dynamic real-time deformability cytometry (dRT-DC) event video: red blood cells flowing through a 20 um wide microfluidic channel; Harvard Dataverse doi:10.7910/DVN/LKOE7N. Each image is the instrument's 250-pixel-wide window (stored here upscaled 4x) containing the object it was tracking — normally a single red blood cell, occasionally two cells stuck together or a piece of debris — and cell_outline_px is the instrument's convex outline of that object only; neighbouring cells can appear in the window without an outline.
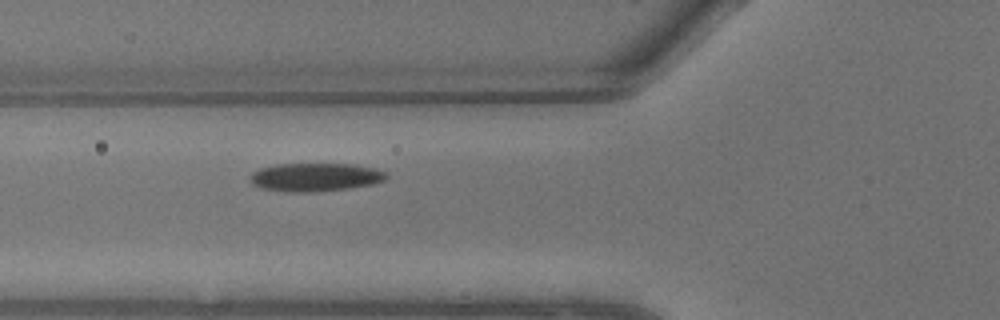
{"species": "common noctule bat (a hibernating species)", "species_latin": "Nyctalus noctula", "temperature_condition": "warm", "stored_images_in_passage": 4, "camera_frame_rate_fps": 3000, "um_per_image_px": 0.085, "animal": {"sex": "male", "body_mass_g": 13.3}, "frame": {"image": 1, "passage_image": 4, "time_ms": 1.0, "image_size_px": [1000, 320], "cell_outline_px": [[388, 176], [384, 180], [372, 184], [348, 188], [312, 192], [288, 192], [260, 188], [252, 184], [248, 180], [248, 176], [252, 172], [260, 168], [276, 164], [356, 164], [388, 172]], "centroid_in_image_um": [26.75, 15.05], "position_along_channel_um": 99.1, "area_um2": 22.66}}